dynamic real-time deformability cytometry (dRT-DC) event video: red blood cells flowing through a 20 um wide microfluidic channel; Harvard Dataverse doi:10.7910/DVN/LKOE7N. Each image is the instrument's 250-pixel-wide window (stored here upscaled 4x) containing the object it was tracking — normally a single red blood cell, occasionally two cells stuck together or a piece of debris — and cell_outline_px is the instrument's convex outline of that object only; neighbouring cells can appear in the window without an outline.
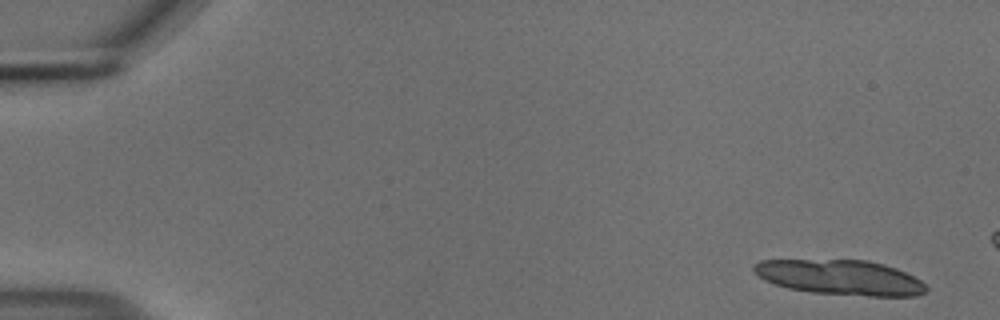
{"species": "common noctule bat (a hibernating species)", "species_latin": "Nyctalus noctula", "temperature_condition": "cold", "stored_images_in_passage": 14, "camera_frame_rate_fps": 3000, "um_per_image_px": 0.085, "animal": {"sex": "male", "body_mass_g": 18.8}, "frame": {"image": 1, "passage_image": 3, "time_ms": 0.667, "image_size_px": [1000, 320], "cell_outline_px": [[928, 288], [924, 292], [916, 296], [868, 296], [812, 292], [788, 288], [764, 280], [752, 268], [752, 264], [760, 260], [868, 260], [884, 264], [896, 268], [920, 280]], "centroid_in_image_um": [71.42, 23.57], "position_along_channel_um": 13.6, "area_um2": 34.97}}